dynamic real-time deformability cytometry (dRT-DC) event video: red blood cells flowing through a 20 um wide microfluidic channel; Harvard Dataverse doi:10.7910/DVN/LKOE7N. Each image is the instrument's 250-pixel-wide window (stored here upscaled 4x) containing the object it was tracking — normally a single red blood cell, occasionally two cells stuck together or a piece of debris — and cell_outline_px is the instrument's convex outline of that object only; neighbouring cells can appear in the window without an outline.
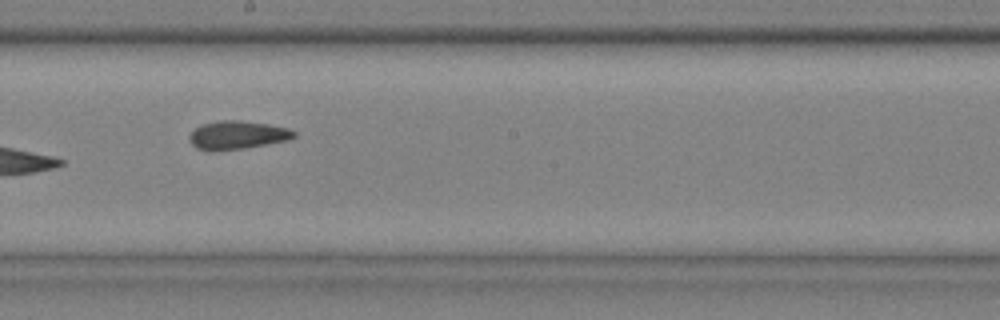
{"species": "common noctule bat (a hibernating species)", "species_latin": "Nyctalus noctula", "temperature_condition": "cold", "stored_images_in_passage": 9, "camera_frame_rate_fps": 3000, "um_per_image_px": 0.085, "animal": {"sex": "male", "body_mass_g": 20.4}, "frame": {"image": 1, "passage_image": 8, "time_ms": 2.333, "image_size_px": [1000, 320], "cell_outline_px": [[296, 136], [288, 140], [244, 148], [212, 152], [196, 148], [192, 144], [188, 136], [196, 128], [204, 124], [220, 120], [240, 120], [268, 124], [288, 128], [296, 132]], "centroid_in_image_um": [20.17, 11.49], "position_along_channel_um": 228.0, "area_um2": 17.28}}
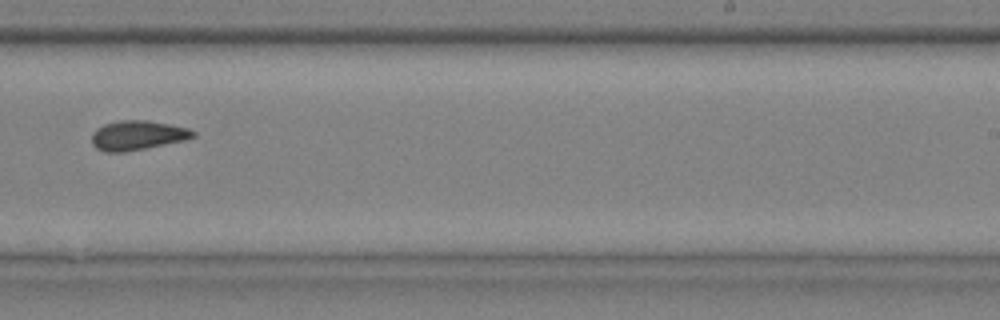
{"frame": {"image": 2, "passage_image": 9, "time_ms": 2.667, "image_size_px": [1000, 320], "cell_outline_px": [[196, 136], [188, 140], [124, 152], [104, 152], [96, 148], [92, 144], [92, 132], [96, 128], [104, 124], [120, 120], [148, 120], [188, 128], [196, 132]], "centroid_in_image_um": [11.69, 11.5], "position_along_channel_um": 277.3, "area_um2": 17.57}}